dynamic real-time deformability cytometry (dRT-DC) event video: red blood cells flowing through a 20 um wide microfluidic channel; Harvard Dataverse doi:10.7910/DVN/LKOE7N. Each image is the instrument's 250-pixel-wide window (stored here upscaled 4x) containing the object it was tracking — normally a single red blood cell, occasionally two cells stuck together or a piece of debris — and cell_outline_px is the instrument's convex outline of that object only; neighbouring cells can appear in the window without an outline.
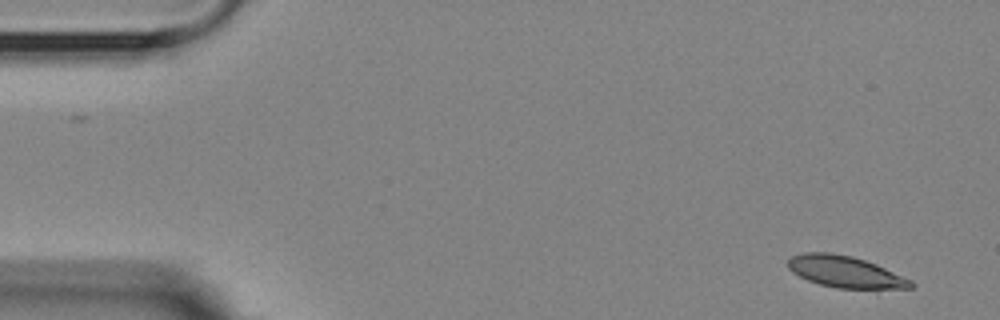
{"species": "Egyptian fruit bat (a non-hibernating species)", "species_latin": "Rousettus aegyptiacus", "temperature_condition": "room temperature", "stored_images_in_passage": 5, "segment_of_instrument_passage": [1, 2], "camera_frame_rate_fps": 3000, "um_per_image_px": 0.085, "animal": {"sex": "female"}, "frame": {"image": 1, "passage_image": 1, "time_ms": 0.0, "image_size_px": [1000, 320], "cell_outline_px": [[916, 284], [912, 288], [836, 288], [820, 284], [808, 280], [792, 272], [788, 268], [788, 260], [792, 256], [804, 252], [828, 252], [852, 256], [876, 264], [912, 280]], "centroid_in_image_um": [71.84, 23.09], "position_along_channel_um": 13.2, "area_um2": 22.43}}
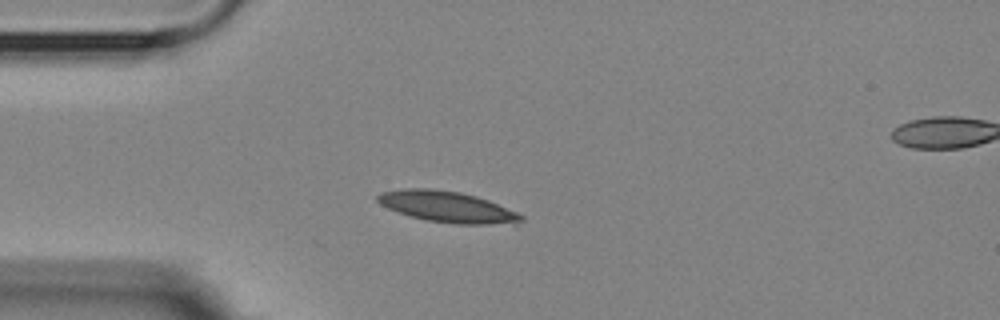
{"frame": {"image": 2, "passage_image": 4, "time_ms": 3.667, "image_size_px": [1000, 320], "cell_outline_px": [[524, 220], [516, 228], [456, 224], [424, 220], [396, 212], [380, 204], [376, 200], [376, 196], [380, 192], [404, 188], [428, 188], [460, 192], [476, 196], [488, 200], [516, 212], [524, 216]], "centroid_in_image_um": [38.15, 17.64], "position_along_channel_um": 46.8, "area_um2": 27.11}}